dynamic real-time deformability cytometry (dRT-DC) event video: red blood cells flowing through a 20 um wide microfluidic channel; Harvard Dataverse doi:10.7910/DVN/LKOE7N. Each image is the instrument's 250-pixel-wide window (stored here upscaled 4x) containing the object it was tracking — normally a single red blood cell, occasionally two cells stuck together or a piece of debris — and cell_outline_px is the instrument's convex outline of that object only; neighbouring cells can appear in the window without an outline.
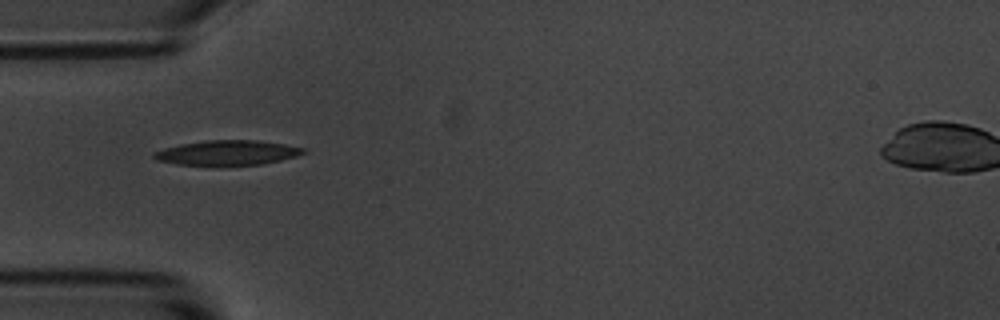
{"species": "common noctule bat (a hibernating species)", "species_latin": "Nyctalus noctula", "temperature_condition": "room temperature", "stored_images_in_passage": 17, "camera_frame_rate_fps": 3000, "um_per_image_px": 0.085, "animal": {"sex": "male", "body_mass_g": 20.1, "forearm_length_mm": 53.5}, "frame": {"image": 1, "passage_image": 1, "time_ms": 0.0, "image_size_px": [1000, 320], "cell_outline_px": [[308, 152], [296, 156], [280, 160], [260, 164], [212, 168], [176, 164], [156, 160], [152, 156], [152, 152], [164, 148], [184, 144], [208, 140], [256, 140], [284, 144], [304, 148]], "centroid_in_image_um": [19.28, 13.03], "position_along_channel_um": 65.7, "area_um2": 22.31}}
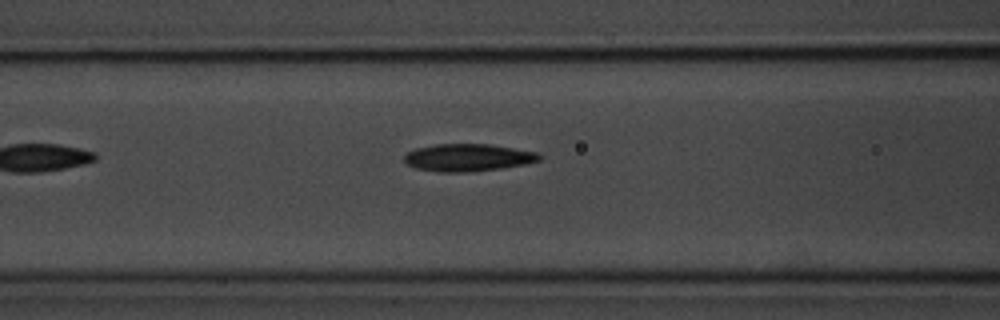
{"frame": {"image": 2, "passage_image": 6, "time_ms": 1.667, "image_size_px": [1000, 320], "cell_outline_px": [[544, 156], [540, 160], [524, 164], [500, 168], [468, 172], [440, 172], [416, 168], [408, 164], [404, 160], [404, 156], [408, 152], [416, 148], [436, 144], [488, 144], [536, 152]], "centroid_in_image_um": [39.77, 13.39], "position_along_channel_um": 126.8, "area_um2": 21.39}}
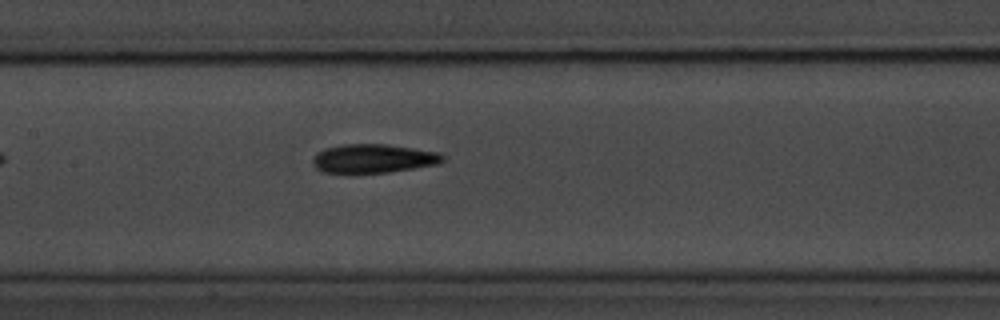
{"frame": {"image": 3, "passage_image": 10, "time_ms": 3.0, "image_size_px": [1000, 320], "cell_outline_px": [[444, 160], [436, 164], [388, 172], [324, 172], [316, 168], [312, 164], [312, 160], [316, 152], [324, 148], [344, 144], [388, 144], [440, 152], [444, 156]], "centroid_in_image_um": [31.72, 13.45], "position_along_channel_um": 175.7, "area_um2": 21.68}}